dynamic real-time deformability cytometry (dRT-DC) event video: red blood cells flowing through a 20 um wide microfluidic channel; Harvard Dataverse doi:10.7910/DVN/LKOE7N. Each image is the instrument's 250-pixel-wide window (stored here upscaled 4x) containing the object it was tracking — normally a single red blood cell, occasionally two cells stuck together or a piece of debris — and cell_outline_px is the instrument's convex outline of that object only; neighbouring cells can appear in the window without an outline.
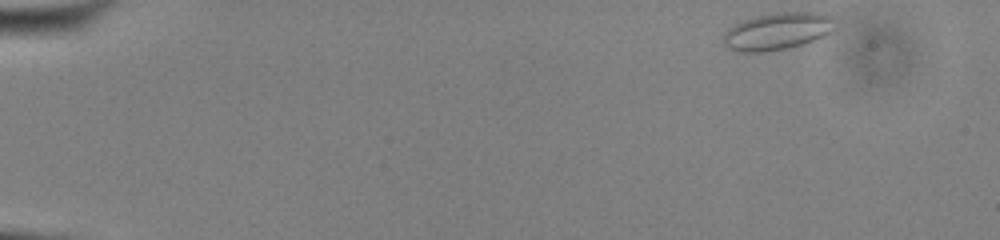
{"species": "common noctule bat (a hibernating species)", "species_latin": "Nyctalus noctula", "temperature_condition": "cold", "stored_images_in_passage": 49, "camera_frame_rate_fps": 3000, "um_per_image_px": 0.085, "animal": {"sex": "male", "body_mass_g": 13.0, "forearm_length_mm": 53.1}, "frame": {"image": 1, "passage_image": 1, "time_ms": 0.0, "image_size_px": [1000, 240], "cell_outline_px": [[836, 28], [824, 36], [804, 44], [788, 48], [764, 52], [736, 52], [728, 48], [724, 44], [724, 32], [732, 24], [740, 20], [756, 16], [776, 12], [812, 12], [832, 16]], "centroid_in_image_um": [66.05, 2.66], "position_along_channel_um": 18.9, "area_um2": 24.51}}
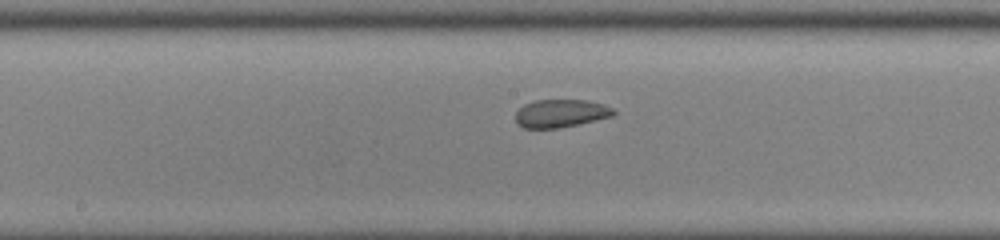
{"frame": {"image": 2, "passage_image": 25, "time_ms": 8.0, "image_size_px": [1000, 240], "cell_outline_px": [[616, 112], [612, 116], [560, 128], [524, 128], [516, 124], [516, 112], [524, 104], [536, 100], [584, 100], [604, 104], [612, 108]], "centroid_in_image_um": [47.64, 9.64], "position_along_channel_um": 200.6, "area_um2": 15.9}}
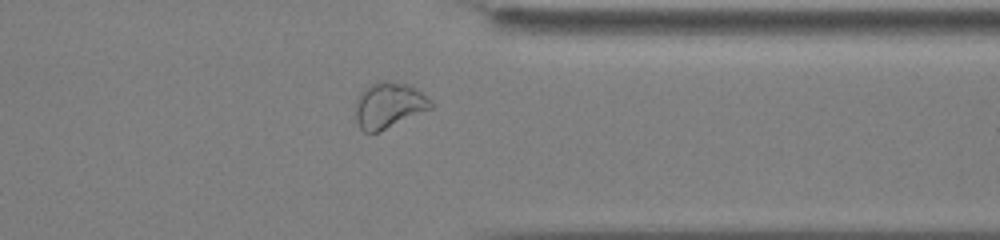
{"frame": {"image": 3, "passage_image": 39, "time_ms": 12.667, "image_size_px": [1000, 240], "cell_outline_px": [[432, 108], [380, 132], [364, 132], [360, 128], [356, 120], [356, 100], [360, 92], [368, 84], [376, 80], [388, 80], [404, 84], [420, 92], [432, 104]], "centroid_in_image_um": [32.98, 8.95], "position_along_channel_um": 378.4, "area_um2": 20.0}, "authors_computed_cell_mechanics": {"area_um2": 18.5538, "velocity_mm_per_s": 3.8485, "shape_relaxation_time_tau1_ms": null, "shape_relaxation_time_tau2_ms": 1.3507, "deformation_change_tau1": null, "deformation_change_tau2": 0.0575}}